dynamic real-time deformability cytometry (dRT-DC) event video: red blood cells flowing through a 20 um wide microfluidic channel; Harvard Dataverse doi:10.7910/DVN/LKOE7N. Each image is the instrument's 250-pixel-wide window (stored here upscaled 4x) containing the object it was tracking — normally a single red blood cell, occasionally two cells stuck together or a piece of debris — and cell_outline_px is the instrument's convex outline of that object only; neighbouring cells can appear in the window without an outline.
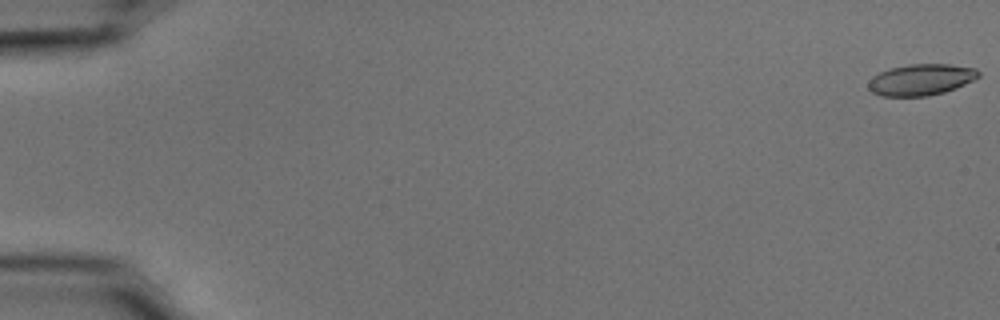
{"species": "common noctule bat (a hibernating species)", "species_latin": "Nyctalus noctula", "temperature_condition": "cold", "stored_images_in_passage": 55, "camera_frame_rate_fps": 3000, "um_per_image_px": 0.085, "animal": {"sex": "male", "body_mass_g": 15.6}, "frame": {"image": 1, "passage_image": 1, "time_ms": 0.0, "image_size_px": [1000, 320], "cell_outline_px": [[980, 76], [956, 88], [944, 92], [928, 96], [880, 96], [872, 92], [868, 88], [868, 80], [872, 76], [888, 68], [908, 64], [948, 64], [976, 68], [980, 72]], "centroid_in_image_um": [78.26, 6.77], "position_along_channel_um": 6.7, "area_um2": 20.23}}
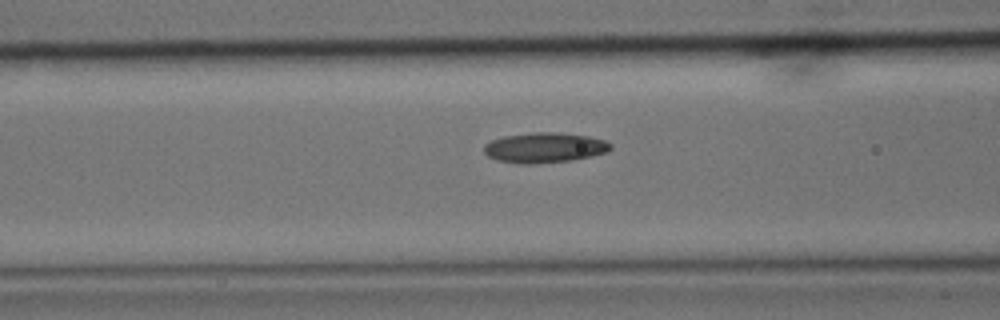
{"frame": {"image": 2, "passage_image": 23, "time_ms": 7.333, "image_size_px": [1000, 320], "cell_outline_px": [[612, 148], [608, 152], [592, 156], [572, 160], [536, 164], [516, 164], [496, 160], [488, 156], [484, 152], [484, 144], [492, 140], [504, 136], [532, 132], [556, 132], [588, 136], [604, 140], [612, 144]], "centroid_in_image_um": [46.28, 12.56], "position_along_channel_um": 120.3, "area_um2": 22.48}}
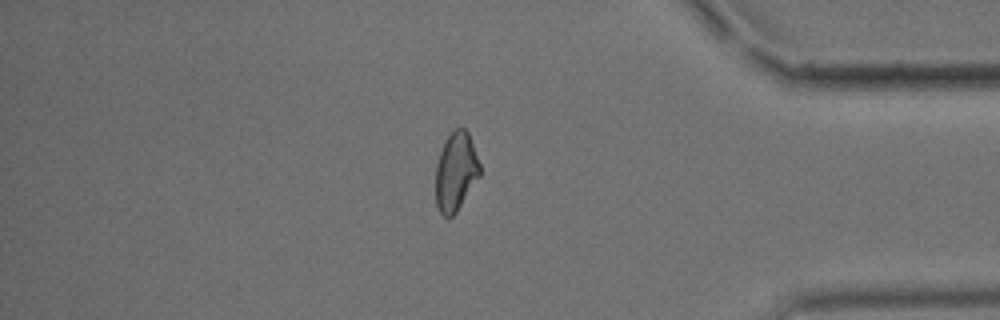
{"frame": {"image": 3, "passage_image": 47, "time_ms": 15.333, "image_size_px": [1000, 320], "cell_outline_px": [[480, 176], [456, 212], [448, 220], [440, 212], [436, 204], [436, 164], [444, 140], [456, 128], [464, 128], [468, 132], [480, 164]], "centroid_in_image_um": [38.74, 14.6], "position_along_channel_um": 396.5, "area_um2": 20.23}, "authors_computed_cell_mechanics": {"area_um2": 20.9814, "velocity_mm_per_s": 3.7495, "shape_relaxation_time_tau1_ms": 9.8048, "shape_relaxation_time_tau2_ms": 3.614, "deformation_change_tau1": 0.2078, "deformation_change_tau2": 0.1064}}